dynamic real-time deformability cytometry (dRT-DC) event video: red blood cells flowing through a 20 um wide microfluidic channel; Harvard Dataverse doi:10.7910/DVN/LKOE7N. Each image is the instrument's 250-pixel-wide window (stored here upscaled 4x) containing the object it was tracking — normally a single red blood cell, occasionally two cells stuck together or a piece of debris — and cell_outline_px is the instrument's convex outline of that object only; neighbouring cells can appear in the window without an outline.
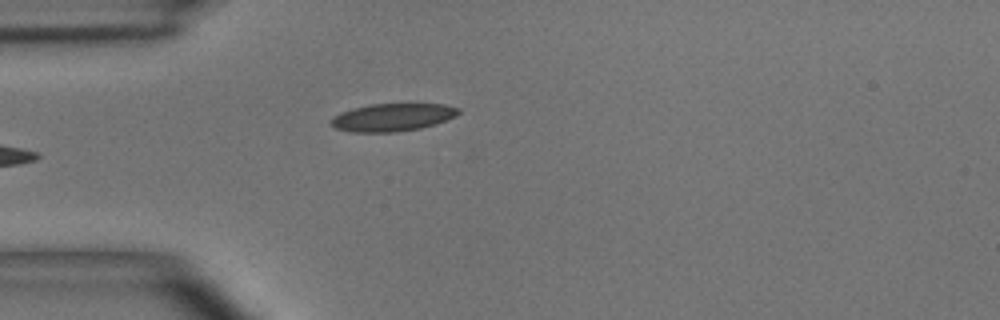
{"species": "common noctule bat (a hibernating species)", "species_latin": "Nyctalus noctula", "temperature_condition": "room temperature", "stored_images_in_passage": 4, "camera_frame_rate_fps": 3000, "um_per_image_px": 0.085, "animal": {"sex": "male", "body_mass_g": 15.6}, "frame": {"image": 1, "passage_image": 4, "time_ms": 3.667, "image_size_px": [1000, 320], "cell_outline_px": [[460, 112], [456, 116], [420, 128], [396, 132], [352, 132], [336, 128], [328, 120], [332, 116], [340, 112], [352, 108], [372, 104], [444, 104], [460, 108]], "centroid_in_image_um": [33.32, 9.96], "position_along_channel_um": 51.7, "area_um2": 20.52}}